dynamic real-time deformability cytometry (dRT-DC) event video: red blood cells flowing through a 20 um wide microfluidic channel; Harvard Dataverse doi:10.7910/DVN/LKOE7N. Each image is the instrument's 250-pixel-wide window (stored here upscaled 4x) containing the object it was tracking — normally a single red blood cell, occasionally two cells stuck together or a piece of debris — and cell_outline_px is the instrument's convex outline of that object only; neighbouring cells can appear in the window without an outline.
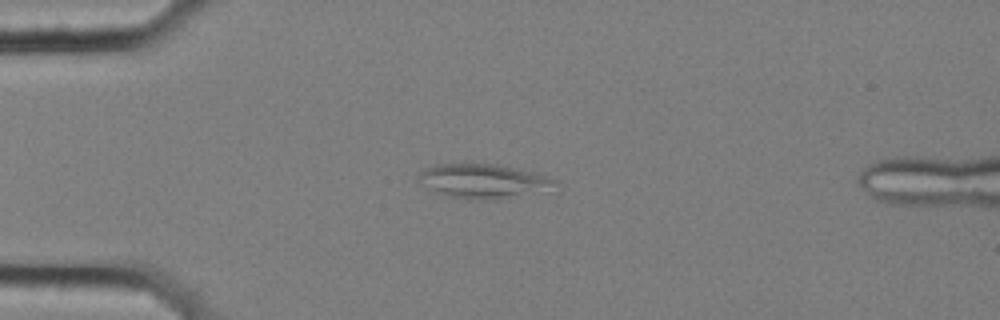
{"species": "common noctule bat (a hibernating species)", "species_latin": "Nyctalus noctula", "temperature_condition": "cold", "stored_images_in_passage": 25, "camera_frame_rate_fps": 3000, "um_per_image_px": 0.085, "animal": {"sex": "female", "body_mass_g": 25.1}, "frame": {"image": 1, "passage_image": 14, "time_ms": 4.333, "image_size_px": [1000, 320], "cell_outline_px": [[560, 184], [496, 200], [472, 200], [448, 196], [436, 192], [420, 184], [416, 180], [416, 176], [420, 172], [436, 164], [496, 164], [540, 172], [556, 180]], "centroid_in_image_um": [41.01, 15.38], "position_along_channel_um": 44.0, "area_um2": 27.05}}